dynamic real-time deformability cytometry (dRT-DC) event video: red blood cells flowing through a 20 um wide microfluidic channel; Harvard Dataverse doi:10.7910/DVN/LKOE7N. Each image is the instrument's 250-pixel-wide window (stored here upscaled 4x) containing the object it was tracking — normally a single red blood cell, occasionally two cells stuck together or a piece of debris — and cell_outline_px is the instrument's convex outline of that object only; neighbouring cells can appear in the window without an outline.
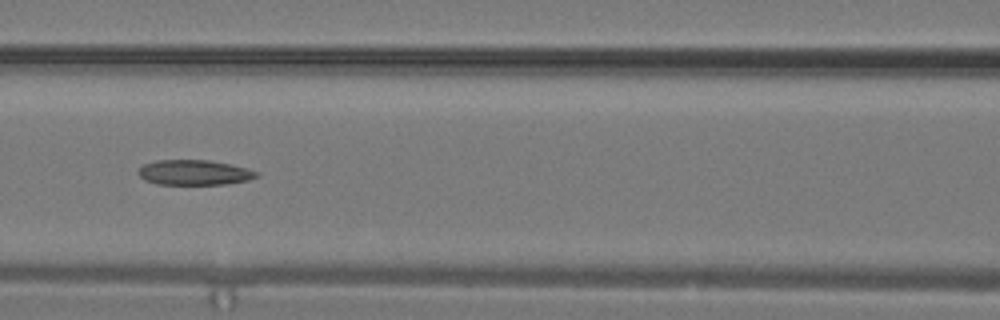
{"species": "common noctule bat (a hibernating species)", "species_latin": "Nyctalus noctula", "temperature_condition": "warm", "stored_images_in_passage": 12, "camera_frame_rate_fps": 3000, "um_per_image_px": 0.085, "animal": {"sex": "male", "body_mass_g": 19.2, "forearm_length_mm": 51.8}, "frame": {"image": 1, "passage_image": 9, "time_ms": 2.667, "image_size_px": [1000, 320], "cell_outline_px": [[260, 176], [248, 180], [224, 184], [156, 184], [144, 180], [136, 172], [144, 164], [156, 160], [208, 160], [232, 164], [260, 172]], "centroid_in_image_um": [16.52, 14.66], "position_along_channel_um": 150.1, "area_um2": 17.4}}
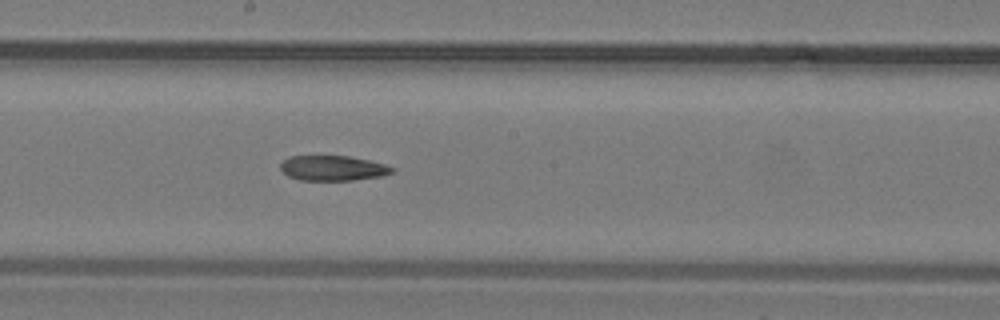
{"frame": {"image": 2, "passage_image": 12, "time_ms": 3.667, "image_size_px": [1000, 320], "cell_outline_px": [[396, 172], [380, 176], [352, 180], [300, 180], [288, 176], [280, 168], [280, 164], [288, 156], [348, 156], [368, 160], [384, 164], [396, 168]], "centroid_in_image_um": [28.3, 14.29], "position_along_channel_um": 219.9, "area_um2": 16.3}}